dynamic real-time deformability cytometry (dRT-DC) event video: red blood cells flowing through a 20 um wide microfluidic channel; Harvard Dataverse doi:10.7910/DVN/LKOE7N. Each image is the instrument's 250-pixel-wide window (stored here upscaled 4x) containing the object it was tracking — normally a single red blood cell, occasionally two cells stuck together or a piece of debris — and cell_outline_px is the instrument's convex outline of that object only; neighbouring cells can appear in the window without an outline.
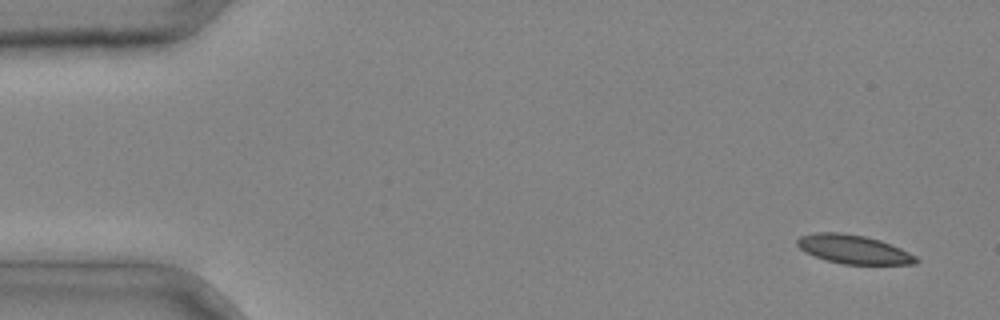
{"species": "common noctule bat (a hibernating species)", "species_latin": "Nyctalus noctula", "temperature_condition": "cold", "stored_images_in_passage": 4, "camera_frame_rate_fps": 3000, "um_per_image_px": 0.085, "animal": {"sex": "male", "body_mass_g": 20.4}, "frame": {"image": 1, "passage_image": 1, "time_ms": 0.0, "image_size_px": [1000, 320], "cell_outline_px": [[920, 260], [916, 264], [844, 264], [828, 260], [804, 252], [796, 244], [796, 240], [800, 236], [816, 232], [840, 232], [864, 236], [880, 240], [900, 248], [916, 256]], "centroid_in_image_um": [72.55, 21.19], "position_along_channel_um": 12.5, "area_um2": 19.83}}
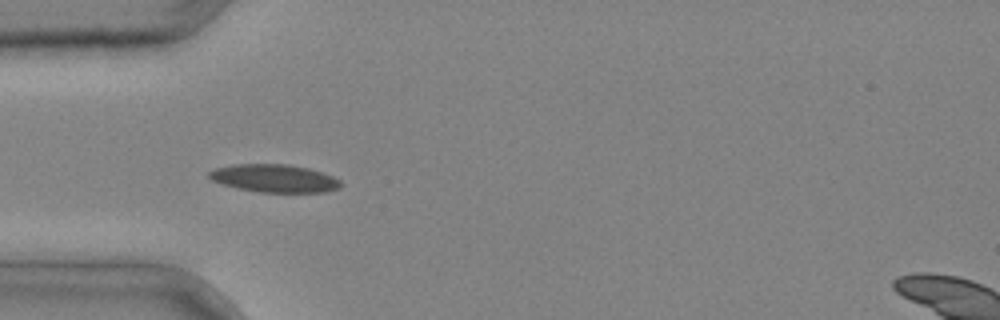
{"frame": {"image": 2, "passage_image": 4, "time_ms": 1.0, "image_size_px": [1000, 320], "cell_outline_px": [[344, 184], [340, 188], [324, 192], [260, 192], [236, 188], [212, 180], [208, 176], [208, 172], [216, 168], [232, 164], [288, 164], [308, 168], [332, 176], [340, 180]], "centroid_in_image_um": [23.33, 15.16], "position_along_channel_um": 61.7, "area_um2": 21.39}}